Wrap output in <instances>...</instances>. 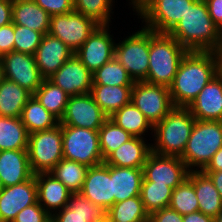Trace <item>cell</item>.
I'll use <instances>...</instances> for the list:
<instances>
[{
    "mask_svg": "<svg viewBox=\"0 0 222 222\" xmlns=\"http://www.w3.org/2000/svg\"><path fill=\"white\" fill-rule=\"evenodd\" d=\"M80 193L106 212L115 203L112 166L102 163L89 167Z\"/></svg>",
    "mask_w": 222,
    "mask_h": 222,
    "instance_id": "cell-16",
    "label": "cell"
},
{
    "mask_svg": "<svg viewBox=\"0 0 222 222\" xmlns=\"http://www.w3.org/2000/svg\"><path fill=\"white\" fill-rule=\"evenodd\" d=\"M188 51L218 52L222 45L217 27L204 0H196L168 33Z\"/></svg>",
    "mask_w": 222,
    "mask_h": 222,
    "instance_id": "cell-2",
    "label": "cell"
},
{
    "mask_svg": "<svg viewBox=\"0 0 222 222\" xmlns=\"http://www.w3.org/2000/svg\"><path fill=\"white\" fill-rule=\"evenodd\" d=\"M220 72L218 52L188 51L169 92L175 107H188L209 81Z\"/></svg>",
    "mask_w": 222,
    "mask_h": 222,
    "instance_id": "cell-1",
    "label": "cell"
},
{
    "mask_svg": "<svg viewBox=\"0 0 222 222\" xmlns=\"http://www.w3.org/2000/svg\"><path fill=\"white\" fill-rule=\"evenodd\" d=\"M51 16L33 0L12 2V23L48 34Z\"/></svg>",
    "mask_w": 222,
    "mask_h": 222,
    "instance_id": "cell-26",
    "label": "cell"
},
{
    "mask_svg": "<svg viewBox=\"0 0 222 222\" xmlns=\"http://www.w3.org/2000/svg\"><path fill=\"white\" fill-rule=\"evenodd\" d=\"M31 96L25 88L3 78L0 82V117H21L22 110Z\"/></svg>",
    "mask_w": 222,
    "mask_h": 222,
    "instance_id": "cell-29",
    "label": "cell"
},
{
    "mask_svg": "<svg viewBox=\"0 0 222 222\" xmlns=\"http://www.w3.org/2000/svg\"><path fill=\"white\" fill-rule=\"evenodd\" d=\"M105 215L106 212L101 207L77 192L70 195L68 205L52 214L51 222H95Z\"/></svg>",
    "mask_w": 222,
    "mask_h": 222,
    "instance_id": "cell-23",
    "label": "cell"
},
{
    "mask_svg": "<svg viewBox=\"0 0 222 222\" xmlns=\"http://www.w3.org/2000/svg\"><path fill=\"white\" fill-rule=\"evenodd\" d=\"M143 180L166 184L175 189L188 178L190 169L178 156L160 155L151 151L142 167Z\"/></svg>",
    "mask_w": 222,
    "mask_h": 222,
    "instance_id": "cell-12",
    "label": "cell"
},
{
    "mask_svg": "<svg viewBox=\"0 0 222 222\" xmlns=\"http://www.w3.org/2000/svg\"><path fill=\"white\" fill-rule=\"evenodd\" d=\"M38 202L35 175L0 192V222H12L25 207Z\"/></svg>",
    "mask_w": 222,
    "mask_h": 222,
    "instance_id": "cell-18",
    "label": "cell"
},
{
    "mask_svg": "<svg viewBox=\"0 0 222 222\" xmlns=\"http://www.w3.org/2000/svg\"><path fill=\"white\" fill-rule=\"evenodd\" d=\"M50 16L68 14L74 11L73 0H33Z\"/></svg>",
    "mask_w": 222,
    "mask_h": 222,
    "instance_id": "cell-43",
    "label": "cell"
},
{
    "mask_svg": "<svg viewBox=\"0 0 222 222\" xmlns=\"http://www.w3.org/2000/svg\"><path fill=\"white\" fill-rule=\"evenodd\" d=\"M48 79L69 96L90 93L93 84L92 73L75 54Z\"/></svg>",
    "mask_w": 222,
    "mask_h": 222,
    "instance_id": "cell-17",
    "label": "cell"
},
{
    "mask_svg": "<svg viewBox=\"0 0 222 222\" xmlns=\"http://www.w3.org/2000/svg\"><path fill=\"white\" fill-rule=\"evenodd\" d=\"M195 118L187 107H174L160 122L156 123L152 132L155 144L151 151L160 155L180 157L190 137Z\"/></svg>",
    "mask_w": 222,
    "mask_h": 222,
    "instance_id": "cell-4",
    "label": "cell"
},
{
    "mask_svg": "<svg viewBox=\"0 0 222 222\" xmlns=\"http://www.w3.org/2000/svg\"><path fill=\"white\" fill-rule=\"evenodd\" d=\"M217 27V32L219 34V37L222 39V19L221 21L216 25Z\"/></svg>",
    "mask_w": 222,
    "mask_h": 222,
    "instance_id": "cell-51",
    "label": "cell"
},
{
    "mask_svg": "<svg viewBox=\"0 0 222 222\" xmlns=\"http://www.w3.org/2000/svg\"><path fill=\"white\" fill-rule=\"evenodd\" d=\"M98 26L93 19L73 11L52 15L48 34L60 39L75 53Z\"/></svg>",
    "mask_w": 222,
    "mask_h": 222,
    "instance_id": "cell-11",
    "label": "cell"
},
{
    "mask_svg": "<svg viewBox=\"0 0 222 222\" xmlns=\"http://www.w3.org/2000/svg\"><path fill=\"white\" fill-rule=\"evenodd\" d=\"M3 78H4L3 68H2L1 61H0V82L3 80Z\"/></svg>",
    "mask_w": 222,
    "mask_h": 222,
    "instance_id": "cell-55",
    "label": "cell"
},
{
    "mask_svg": "<svg viewBox=\"0 0 222 222\" xmlns=\"http://www.w3.org/2000/svg\"><path fill=\"white\" fill-rule=\"evenodd\" d=\"M143 137H132L113 151L105 160L106 165L142 168L151 152V144H145Z\"/></svg>",
    "mask_w": 222,
    "mask_h": 222,
    "instance_id": "cell-24",
    "label": "cell"
},
{
    "mask_svg": "<svg viewBox=\"0 0 222 222\" xmlns=\"http://www.w3.org/2000/svg\"><path fill=\"white\" fill-rule=\"evenodd\" d=\"M93 84L107 86H133L127 70L114 57L92 74Z\"/></svg>",
    "mask_w": 222,
    "mask_h": 222,
    "instance_id": "cell-37",
    "label": "cell"
},
{
    "mask_svg": "<svg viewBox=\"0 0 222 222\" xmlns=\"http://www.w3.org/2000/svg\"><path fill=\"white\" fill-rule=\"evenodd\" d=\"M169 207L181 215L199 211L194 185L189 178L173 189Z\"/></svg>",
    "mask_w": 222,
    "mask_h": 222,
    "instance_id": "cell-39",
    "label": "cell"
},
{
    "mask_svg": "<svg viewBox=\"0 0 222 222\" xmlns=\"http://www.w3.org/2000/svg\"><path fill=\"white\" fill-rule=\"evenodd\" d=\"M12 222H51V216L37 202L21 210Z\"/></svg>",
    "mask_w": 222,
    "mask_h": 222,
    "instance_id": "cell-42",
    "label": "cell"
},
{
    "mask_svg": "<svg viewBox=\"0 0 222 222\" xmlns=\"http://www.w3.org/2000/svg\"><path fill=\"white\" fill-rule=\"evenodd\" d=\"M73 55L74 52L67 45L49 34L43 35L34 54L37 67L44 79L51 77Z\"/></svg>",
    "mask_w": 222,
    "mask_h": 222,
    "instance_id": "cell-20",
    "label": "cell"
},
{
    "mask_svg": "<svg viewBox=\"0 0 222 222\" xmlns=\"http://www.w3.org/2000/svg\"><path fill=\"white\" fill-rule=\"evenodd\" d=\"M95 222H112L107 215H105L101 220L95 221Z\"/></svg>",
    "mask_w": 222,
    "mask_h": 222,
    "instance_id": "cell-54",
    "label": "cell"
},
{
    "mask_svg": "<svg viewBox=\"0 0 222 222\" xmlns=\"http://www.w3.org/2000/svg\"><path fill=\"white\" fill-rule=\"evenodd\" d=\"M142 168L112 166V187L115 203L140 196Z\"/></svg>",
    "mask_w": 222,
    "mask_h": 222,
    "instance_id": "cell-27",
    "label": "cell"
},
{
    "mask_svg": "<svg viewBox=\"0 0 222 222\" xmlns=\"http://www.w3.org/2000/svg\"><path fill=\"white\" fill-rule=\"evenodd\" d=\"M20 118L29 134L51 129L60 123L33 95L27 100Z\"/></svg>",
    "mask_w": 222,
    "mask_h": 222,
    "instance_id": "cell-31",
    "label": "cell"
},
{
    "mask_svg": "<svg viewBox=\"0 0 222 222\" xmlns=\"http://www.w3.org/2000/svg\"><path fill=\"white\" fill-rule=\"evenodd\" d=\"M108 118L133 137L141 138V135H143L148 128L152 130L154 127L132 102L124 105Z\"/></svg>",
    "mask_w": 222,
    "mask_h": 222,
    "instance_id": "cell-32",
    "label": "cell"
},
{
    "mask_svg": "<svg viewBox=\"0 0 222 222\" xmlns=\"http://www.w3.org/2000/svg\"><path fill=\"white\" fill-rule=\"evenodd\" d=\"M27 150L32 172H49L63 159L61 124L29 134Z\"/></svg>",
    "mask_w": 222,
    "mask_h": 222,
    "instance_id": "cell-8",
    "label": "cell"
},
{
    "mask_svg": "<svg viewBox=\"0 0 222 222\" xmlns=\"http://www.w3.org/2000/svg\"><path fill=\"white\" fill-rule=\"evenodd\" d=\"M222 147V121L195 120L185 150L180 158L192 171H200Z\"/></svg>",
    "mask_w": 222,
    "mask_h": 222,
    "instance_id": "cell-5",
    "label": "cell"
},
{
    "mask_svg": "<svg viewBox=\"0 0 222 222\" xmlns=\"http://www.w3.org/2000/svg\"><path fill=\"white\" fill-rule=\"evenodd\" d=\"M113 0H73L74 11L93 19L99 25H109Z\"/></svg>",
    "mask_w": 222,
    "mask_h": 222,
    "instance_id": "cell-40",
    "label": "cell"
},
{
    "mask_svg": "<svg viewBox=\"0 0 222 222\" xmlns=\"http://www.w3.org/2000/svg\"><path fill=\"white\" fill-rule=\"evenodd\" d=\"M106 215L112 222H149V214L140 196L114 203L106 211Z\"/></svg>",
    "mask_w": 222,
    "mask_h": 222,
    "instance_id": "cell-35",
    "label": "cell"
},
{
    "mask_svg": "<svg viewBox=\"0 0 222 222\" xmlns=\"http://www.w3.org/2000/svg\"><path fill=\"white\" fill-rule=\"evenodd\" d=\"M63 158L88 167L104 163L97 130L61 125Z\"/></svg>",
    "mask_w": 222,
    "mask_h": 222,
    "instance_id": "cell-7",
    "label": "cell"
},
{
    "mask_svg": "<svg viewBox=\"0 0 222 222\" xmlns=\"http://www.w3.org/2000/svg\"><path fill=\"white\" fill-rule=\"evenodd\" d=\"M108 116L95 102L91 93L69 96L61 125L99 130Z\"/></svg>",
    "mask_w": 222,
    "mask_h": 222,
    "instance_id": "cell-13",
    "label": "cell"
},
{
    "mask_svg": "<svg viewBox=\"0 0 222 222\" xmlns=\"http://www.w3.org/2000/svg\"><path fill=\"white\" fill-rule=\"evenodd\" d=\"M3 190V185H2V182H1V179H0V192Z\"/></svg>",
    "mask_w": 222,
    "mask_h": 222,
    "instance_id": "cell-57",
    "label": "cell"
},
{
    "mask_svg": "<svg viewBox=\"0 0 222 222\" xmlns=\"http://www.w3.org/2000/svg\"><path fill=\"white\" fill-rule=\"evenodd\" d=\"M10 2H17V1H30V0H9Z\"/></svg>",
    "mask_w": 222,
    "mask_h": 222,
    "instance_id": "cell-56",
    "label": "cell"
},
{
    "mask_svg": "<svg viewBox=\"0 0 222 222\" xmlns=\"http://www.w3.org/2000/svg\"><path fill=\"white\" fill-rule=\"evenodd\" d=\"M214 222H222V210L219 212L218 216L214 218Z\"/></svg>",
    "mask_w": 222,
    "mask_h": 222,
    "instance_id": "cell-52",
    "label": "cell"
},
{
    "mask_svg": "<svg viewBox=\"0 0 222 222\" xmlns=\"http://www.w3.org/2000/svg\"><path fill=\"white\" fill-rule=\"evenodd\" d=\"M218 53H219V57H220V71L222 72V45H221V48L218 51Z\"/></svg>",
    "mask_w": 222,
    "mask_h": 222,
    "instance_id": "cell-53",
    "label": "cell"
},
{
    "mask_svg": "<svg viewBox=\"0 0 222 222\" xmlns=\"http://www.w3.org/2000/svg\"><path fill=\"white\" fill-rule=\"evenodd\" d=\"M0 61L4 78L14 81L32 95L41 86L44 78L34 55L12 51L2 56Z\"/></svg>",
    "mask_w": 222,
    "mask_h": 222,
    "instance_id": "cell-14",
    "label": "cell"
},
{
    "mask_svg": "<svg viewBox=\"0 0 222 222\" xmlns=\"http://www.w3.org/2000/svg\"><path fill=\"white\" fill-rule=\"evenodd\" d=\"M109 25H99L82 46L74 53L93 74L115 55V44Z\"/></svg>",
    "mask_w": 222,
    "mask_h": 222,
    "instance_id": "cell-15",
    "label": "cell"
},
{
    "mask_svg": "<svg viewBox=\"0 0 222 222\" xmlns=\"http://www.w3.org/2000/svg\"><path fill=\"white\" fill-rule=\"evenodd\" d=\"M173 188L153 181H142L140 198L149 216L162 208L169 207Z\"/></svg>",
    "mask_w": 222,
    "mask_h": 222,
    "instance_id": "cell-36",
    "label": "cell"
},
{
    "mask_svg": "<svg viewBox=\"0 0 222 222\" xmlns=\"http://www.w3.org/2000/svg\"><path fill=\"white\" fill-rule=\"evenodd\" d=\"M211 19L217 25L222 19V0H204Z\"/></svg>",
    "mask_w": 222,
    "mask_h": 222,
    "instance_id": "cell-46",
    "label": "cell"
},
{
    "mask_svg": "<svg viewBox=\"0 0 222 222\" xmlns=\"http://www.w3.org/2000/svg\"><path fill=\"white\" fill-rule=\"evenodd\" d=\"M14 24L0 27V58L14 51Z\"/></svg>",
    "mask_w": 222,
    "mask_h": 222,
    "instance_id": "cell-44",
    "label": "cell"
},
{
    "mask_svg": "<svg viewBox=\"0 0 222 222\" xmlns=\"http://www.w3.org/2000/svg\"><path fill=\"white\" fill-rule=\"evenodd\" d=\"M12 23V2L0 0V27Z\"/></svg>",
    "mask_w": 222,
    "mask_h": 222,
    "instance_id": "cell-47",
    "label": "cell"
},
{
    "mask_svg": "<svg viewBox=\"0 0 222 222\" xmlns=\"http://www.w3.org/2000/svg\"><path fill=\"white\" fill-rule=\"evenodd\" d=\"M38 203L52 216V213L68 205L72 192L49 172L36 173ZM53 209V211H52Z\"/></svg>",
    "mask_w": 222,
    "mask_h": 222,
    "instance_id": "cell-21",
    "label": "cell"
},
{
    "mask_svg": "<svg viewBox=\"0 0 222 222\" xmlns=\"http://www.w3.org/2000/svg\"><path fill=\"white\" fill-rule=\"evenodd\" d=\"M33 96L59 121L63 118L69 95L49 79H43Z\"/></svg>",
    "mask_w": 222,
    "mask_h": 222,
    "instance_id": "cell-33",
    "label": "cell"
},
{
    "mask_svg": "<svg viewBox=\"0 0 222 222\" xmlns=\"http://www.w3.org/2000/svg\"><path fill=\"white\" fill-rule=\"evenodd\" d=\"M131 102L144 114L154 126L160 122L175 106L169 87L136 81L132 86Z\"/></svg>",
    "mask_w": 222,
    "mask_h": 222,
    "instance_id": "cell-10",
    "label": "cell"
},
{
    "mask_svg": "<svg viewBox=\"0 0 222 222\" xmlns=\"http://www.w3.org/2000/svg\"><path fill=\"white\" fill-rule=\"evenodd\" d=\"M14 51L34 55L41 43L43 34L38 31L14 24Z\"/></svg>",
    "mask_w": 222,
    "mask_h": 222,
    "instance_id": "cell-41",
    "label": "cell"
},
{
    "mask_svg": "<svg viewBox=\"0 0 222 222\" xmlns=\"http://www.w3.org/2000/svg\"><path fill=\"white\" fill-rule=\"evenodd\" d=\"M183 222H214V218L196 211L183 215Z\"/></svg>",
    "mask_w": 222,
    "mask_h": 222,
    "instance_id": "cell-49",
    "label": "cell"
},
{
    "mask_svg": "<svg viewBox=\"0 0 222 222\" xmlns=\"http://www.w3.org/2000/svg\"><path fill=\"white\" fill-rule=\"evenodd\" d=\"M188 50L168 33L150 30L149 69L144 80L169 87Z\"/></svg>",
    "mask_w": 222,
    "mask_h": 222,
    "instance_id": "cell-3",
    "label": "cell"
},
{
    "mask_svg": "<svg viewBox=\"0 0 222 222\" xmlns=\"http://www.w3.org/2000/svg\"><path fill=\"white\" fill-rule=\"evenodd\" d=\"M33 176L28 150L0 151V179L3 187L17 185Z\"/></svg>",
    "mask_w": 222,
    "mask_h": 222,
    "instance_id": "cell-22",
    "label": "cell"
},
{
    "mask_svg": "<svg viewBox=\"0 0 222 222\" xmlns=\"http://www.w3.org/2000/svg\"><path fill=\"white\" fill-rule=\"evenodd\" d=\"M29 133L20 117H0V151L27 150Z\"/></svg>",
    "mask_w": 222,
    "mask_h": 222,
    "instance_id": "cell-30",
    "label": "cell"
},
{
    "mask_svg": "<svg viewBox=\"0 0 222 222\" xmlns=\"http://www.w3.org/2000/svg\"><path fill=\"white\" fill-rule=\"evenodd\" d=\"M222 170V147L213 155L209 163L201 171Z\"/></svg>",
    "mask_w": 222,
    "mask_h": 222,
    "instance_id": "cell-48",
    "label": "cell"
},
{
    "mask_svg": "<svg viewBox=\"0 0 222 222\" xmlns=\"http://www.w3.org/2000/svg\"><path fill=\"white\" fill-rule=\"evenodd\" d=\"M88 166L67 159L60 160L50 171L72 193L80 192L86 178Z\"/></svg>",
    "mask_w": 222,
    "mask_h": 222,
    "instance_id": "cell-34",
    "label": "cell"
},
{
    "mask_svg": "<svg viewBox=\"0 0 222 222\" xmlns=\"http://www.w3.org/2000/svg\"><path fill=\"white\" fill-rule=\"evenodd\" d=\"M150 29L142 28L125 40L115 44L114 57L136 81H144L148 75Z\"/></svg>",
    "mask_w": 222,
    "mask_h": 222,
    "instance_id": "cell-9",
    "label": "cell"
},
{
    "mask_svg": "<svg viewBox=\"0 0 222 222\" xmlns=\"http://www.w3.org/2000/svg\"><path fill=\"white\" fill-rule=\"evenodd\" d=\"M196 0H131L145 28L156 33H169Z\"/></svg>",
    "mask_w": 222,
    "mask_h": 222,
    "instance_id": "cell-6",
    "label": "cell"
},
{
    "mask_svg": "<svg viewBox=\"0 0 222 222\" xmlns=\"http://www.w3.org/2000/svg\"><path fill=\"white\" fill-rule=\"evenodd\" d=\"M196 192L199 211L213 218L222 210V198L210 177L200 170L188 174Z\"/></svg>",
    "mask_w": 222,
    "mask_h": 222,
    "instance_id": "cell-25",
    "label": "cell"
},
{
    "mask_svg": "<svg viewBox=\"0 0 222 222\" xmlns=\"http://www.w3.org/2000/svg\"><path fill=\"white\" fill-rule=\"evenodd\" d=\"M207 174L210 179L213 181L216 189L218 190L221 198H222V170L220 171H202Z\"/></svg>",
    "mask_w": 222,
    "mask_h": 222,
    "instance_id": "cell-50",
    "label": "cell"
},
{
    "mask_svg": "<svg viewBox=\"0 0 222 222\" xmlns=\"http://www.w3.org/2000/svg\"><path fill=\"white\" fill-rule=\"evenodd\" d=\"M149 222H183V215L170 207L162 208L149 216Z\"/></svg>",
    "mask_w": 222,
    "mask_h": 222,
    "instance_id": "cell-45",
    "label": "cell"
},
{
    "mask_svg": "<svg viewBox=\"0 0 222 222\" xmlns=\"http://www.w3.org/2000/svg\"><path fill=\"white\" fill-rule=\"evenodd\" d=\"M98 133L103 160H105L113 151L118 149L122 144L133 137L123 128L117 126L109 118L98 130Z\"/></svg>",
    "mask_w": 222,
    "mask_h": 222,
    "instance_id": "cell-38",
    "label": "cell"
},
{
    "mask_svg": "<svg viewBox=\"0 0 222 222\" xmlns=\"http://www.w3.org/2000/svg\"><path fill=\"white\" fill-rule=\"evenodd\" d=\"M132 86H107L92 84L91 94L102 109L110 117L115 111L131 102Z\"/></svg>",
    "mask_w": 222,
    "mask_h": 222,
    "instance_id": "cell-28",
    "label": "cell"
},
{
    "mask_svg": "<svg viewBox=\"0 0 222 222\" xmlns=\"http://www.w3.org/2000/svg\"><path fill=\"white\" fill-rule=\"evenodd\" d=\"M196 120L222 121V72L215 75L187 107Z\"/></svg>",
    "mask_w": 222,
    "mask_h": 222,
    "instance_id": "cell-19",
    "label": "cell"
}]
</instances>
